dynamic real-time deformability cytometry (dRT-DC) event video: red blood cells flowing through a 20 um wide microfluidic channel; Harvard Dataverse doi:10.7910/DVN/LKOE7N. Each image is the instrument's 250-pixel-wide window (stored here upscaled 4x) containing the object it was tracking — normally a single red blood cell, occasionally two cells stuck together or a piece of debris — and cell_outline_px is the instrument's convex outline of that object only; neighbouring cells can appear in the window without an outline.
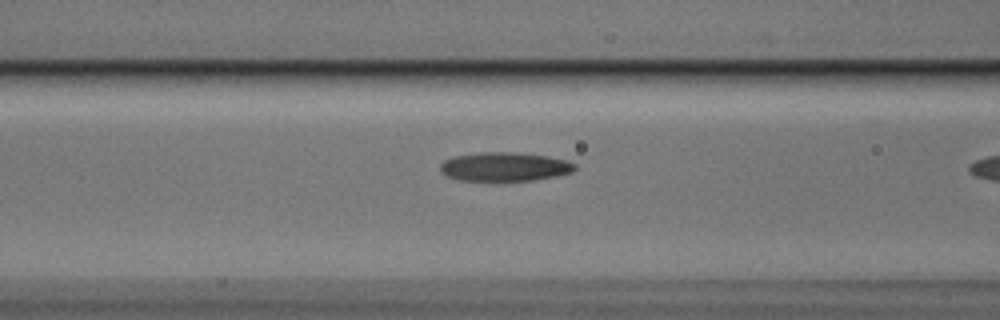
{"species": "Egyptian fruit bat (a non-hibernating species)", "species_latin": "Rousettus aegyptiacus", "temperature_condition": "cold", "stored_images_in_passage": 9, "camera_frame_rate_fps": 3000, "um_per_image_px": 0.085, "animal": {"sex": "male"}, "frame": {"image": 1, "passage_image": 8, "time_ms": 2.333, "image_size_px": [1000, 320], "cell_outline_px": [[576, 168], [572, 172], [556, 176], [532, 180], [500, 184], [456, 180], [440, 172], [440, 164], [444, 160], [452, 156], [480, 152], [512, 152], [548, 156], [568, 160], [576, 164]], "centroid_in_image_um": [42.85, 14.22], "position_along_channel_um": 123.8, "area_um2": 23.81}}